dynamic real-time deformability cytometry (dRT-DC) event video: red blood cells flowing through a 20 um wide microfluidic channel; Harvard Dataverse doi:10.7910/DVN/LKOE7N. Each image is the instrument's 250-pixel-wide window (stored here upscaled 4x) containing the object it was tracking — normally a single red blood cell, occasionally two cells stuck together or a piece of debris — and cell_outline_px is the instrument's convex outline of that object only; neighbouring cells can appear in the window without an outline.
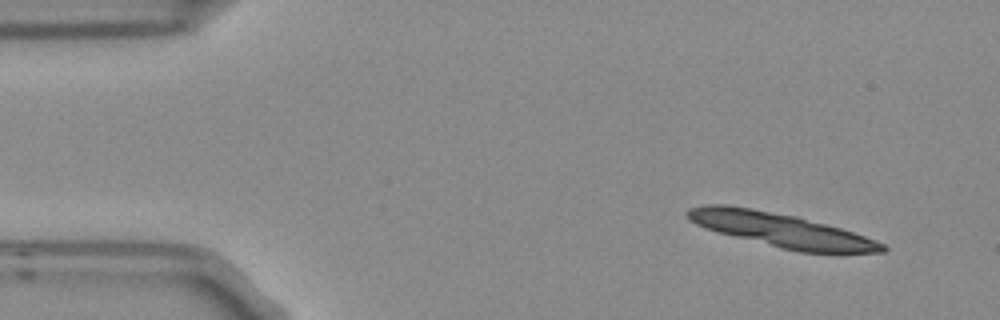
{"species": "Egyptian fruit bat (a non-hibernating species)", "species_latin": "Rousettus aegyptiacus", "temperature_condition": "room temperature", "stored_images_in_passage": 5, "camera_frame_rate_fps": 3000, "um_per_image_px": 0.085, "frame": {"image": 1, "passage_image": 1, "time_ms": 0.0, "image_size_px": [1000, 320], "cell_outline_px": [[888, 248], [884, 252], [800, 252], [780, 248], [716, 232], [704, 228], [688, 220], [684, 212], [688, 208], [704, 204], [728, 204], [752, 208], [796, 216], [840, 228], [864, 236], [884, 244]], "centroid_in_image_um": [66.28, 19.53], "position_along_channel_um": 18.7, "area_um2": 38.38}}